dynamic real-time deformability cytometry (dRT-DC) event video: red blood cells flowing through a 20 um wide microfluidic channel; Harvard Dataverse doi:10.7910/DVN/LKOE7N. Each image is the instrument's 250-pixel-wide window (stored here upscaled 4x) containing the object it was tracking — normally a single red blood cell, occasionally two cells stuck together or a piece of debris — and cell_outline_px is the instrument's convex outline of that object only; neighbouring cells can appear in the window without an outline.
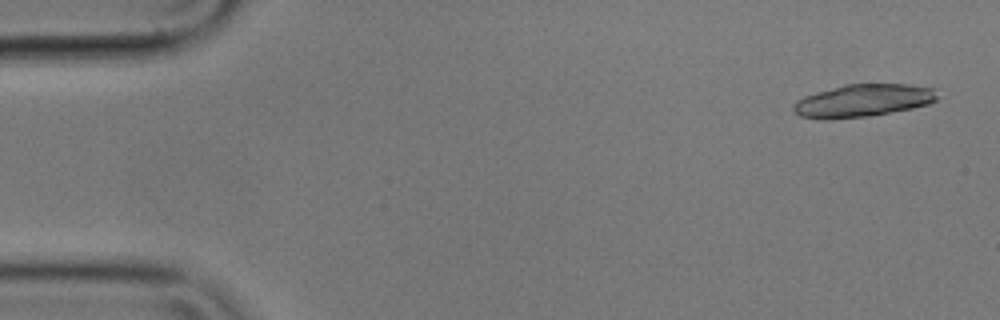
{"species": "common noctule bat (a hibernating species)", "species_latin": "Nyctalus noctula", "temperature_condition": "cold", "stored_images_in_passage": 2, "camera_frame_rate_fps": 3000, "um_per_image_px": 0.085, "animal": {"sex": "male", "body_mass_g": 17.9}, "frame": {"image": 1, "passage_image": 1, "time_ms": 0.0, "image_size_px": [1000, 320], "cell_outline_px": [[936, 100], [928, 104], [912, 108], [868, 116], [800, 116], [792, 112], [792, 104], [796, 100], [804, 96], [816, 92], [844, 84], [908, 84], [936, 88]], "centroid_in_image_um": [73.4, 8.5], "position_along_channel_um": 11.6, "area_um2": 26.53}}